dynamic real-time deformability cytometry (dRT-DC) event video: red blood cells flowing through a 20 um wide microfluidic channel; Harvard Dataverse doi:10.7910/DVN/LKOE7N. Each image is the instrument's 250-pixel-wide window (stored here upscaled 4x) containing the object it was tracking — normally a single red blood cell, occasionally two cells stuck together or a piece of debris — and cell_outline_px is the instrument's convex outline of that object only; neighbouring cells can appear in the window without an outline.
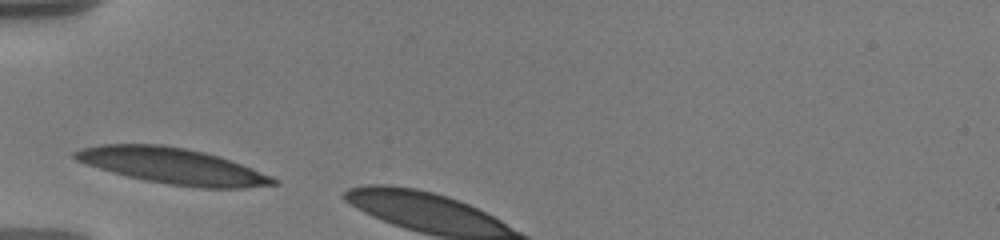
{"species": "human", "species_latin": "Homo sapiens", "temperature_condition": "warm", "stored_images_in_passage": 3, "camera_frame_rate_fps": 3000, "um_per_image_px": 0.085, "donor": {"sex": "male"}, "frame": {"image": 1, "passage_image": 1, "time_ms": 0.0, "image_size_px": [1000, 240], "cell_outline_px": [[280, 184], [244, 188], [200, 188], [168, 184], [128, 176], [112, 172], [76, 160], [72, 156], [72, 152], [80, 148], [100, 144], [160, 144], [184, 148], [204, 152], [220, 156], [272, 176], [280, 180]], "centroid_in_image_um": [14.7, 14.1], "position_along_channel_um": 70.3, "area_um2": 41.38}}